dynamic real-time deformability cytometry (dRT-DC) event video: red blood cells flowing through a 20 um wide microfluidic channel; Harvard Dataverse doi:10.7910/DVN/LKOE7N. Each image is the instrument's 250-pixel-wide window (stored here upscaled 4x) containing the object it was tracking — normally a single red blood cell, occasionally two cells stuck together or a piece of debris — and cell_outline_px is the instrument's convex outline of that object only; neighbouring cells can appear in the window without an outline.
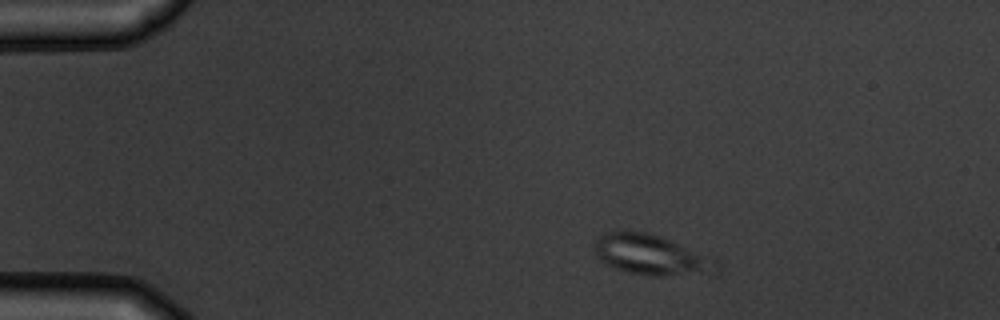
{"species": "common noctule bat (a hibernating species)", "species_latin": "Nyctalus noctula", "temperature_condition": "warm", "stored_images_in_passage": 3, "camera_frame_rate_fps": 3000, "um_per_image_px": 0.085, "animal": {"sex": "male", "body_mass_g": 19.5, "forearm_length_mm": 54.6}, "frame": {"image": 1, "passage_image": 1, "time_ms": 0.0, "image_size_px": [1000, 320], "cell_outline_px": [[720, 272], [712, 276], [628, 272], [616, 268], [600, 260], [596, 256], [596, 240], [604, 232], [648, 232], [660, 236], [716, 256], [720, 260]], "centroid_in_image_um": [55.57, 21.67], "position_along_channel_um": 29.4, "area_um2": 28.84}}